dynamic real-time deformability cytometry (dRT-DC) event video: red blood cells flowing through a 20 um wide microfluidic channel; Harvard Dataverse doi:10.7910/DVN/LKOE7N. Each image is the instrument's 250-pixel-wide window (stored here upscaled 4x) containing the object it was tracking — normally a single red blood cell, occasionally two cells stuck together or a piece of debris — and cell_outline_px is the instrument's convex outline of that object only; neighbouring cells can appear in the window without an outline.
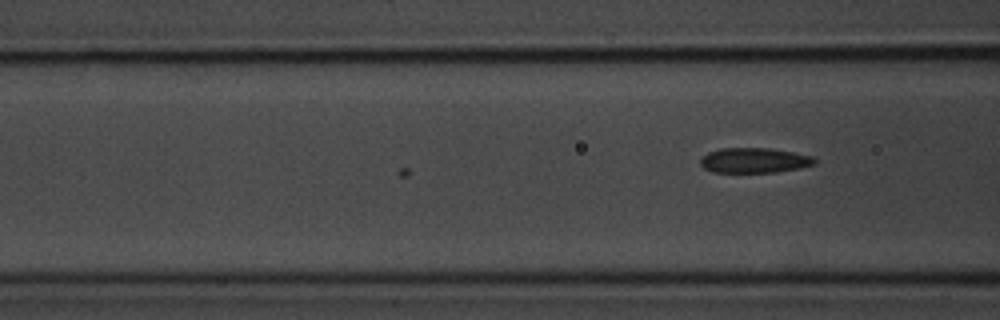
{"species": "common noctule bat (a hibernating species)", "species_latin": "Nyctalus noctula", "temperature_condition": "room temperature", "stored_images_in_passage": 5, "camera_frame_rate_fps": 3000, "um_per_image_px": 0.085, "animal": {"sex": "male", "body_mass_g": 20.1, "forearm_length_mm": 53.5}, "frame": {"image": 1, "passage_image": 5, "time_ms": 1.333, "image_size_px": [1000, 320], "cell_outline_px": [[816, 164], [800, 168], [776, 172], [712, 172], [704, 168], [700, 164], [700, 160], [708, 152], [720, 148], [768, 148], [792, 152], [812, 156], [816, 160]], "centroid_in_image_um": [64.11, 13.63], "position_along_channel_um": 102.5, "area_um2": 16.65}}